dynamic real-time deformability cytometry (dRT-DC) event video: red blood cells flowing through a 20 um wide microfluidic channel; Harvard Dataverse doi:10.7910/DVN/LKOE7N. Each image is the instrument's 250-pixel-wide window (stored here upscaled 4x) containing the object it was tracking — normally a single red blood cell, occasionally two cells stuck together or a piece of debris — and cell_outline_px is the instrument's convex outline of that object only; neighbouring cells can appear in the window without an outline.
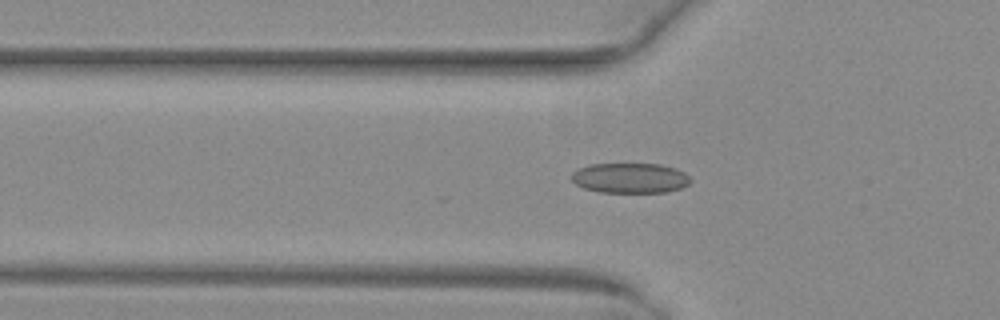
{"species": "common noctule bat (a hibernating species)", "species_latin": "Nyctalus noctula", "temperature_condition": "warm", "stored_images_in_passage": 46, "camera_frame_rate_fps": 3000, "um_per_image_px": 0.085, "animal": {"sex": "female", "body_mass_g": 29.2, "forearm_length_mm": 56.3}, "frame": {"image": 1, "passage_image": 18, "time_ms": 5.667, "image_size_px": [1000, 320], "cell_outline_px": [[692, 180], [688, 184], [680, 188], [668, 192], [600, 192], [584, 188], [576, 184], [572, 180], [572, 172], [580, 168], [592, 164], [660, 164], [676, 168], [684, 172]], "centroid_in_image_um": [53.58, 15.13], "position_along_channel_um": 72.2, "area_um2": 20.81}}
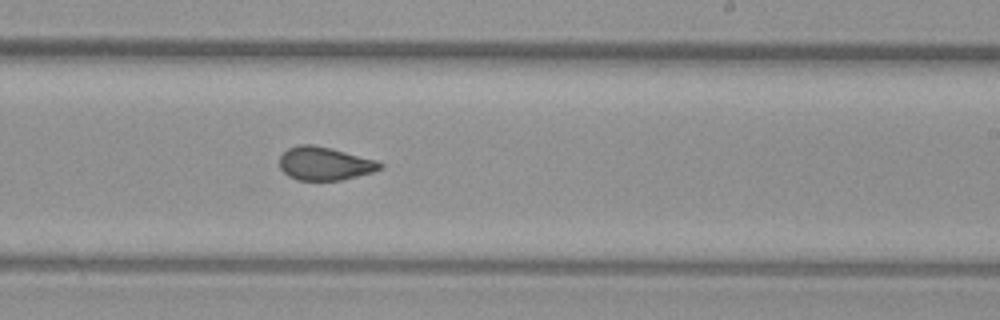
{"frame": {"image": 2, "passage_image": 32, "time_ms": 10.333, "image_size_px": [1000, 320], "cell_outline_px": [[384, 168], [372, 172], [340, 180], [296, 180], [288, 176], [280, 168], [280, 156], [288, 148], [300, 144], [312, 144], [332, 148], [376, 160], [384, 164]], "centroid_in_image_um": [27.6, 13.9], "position_along_channel_um": 261.4, "area_um2": 19.54}}
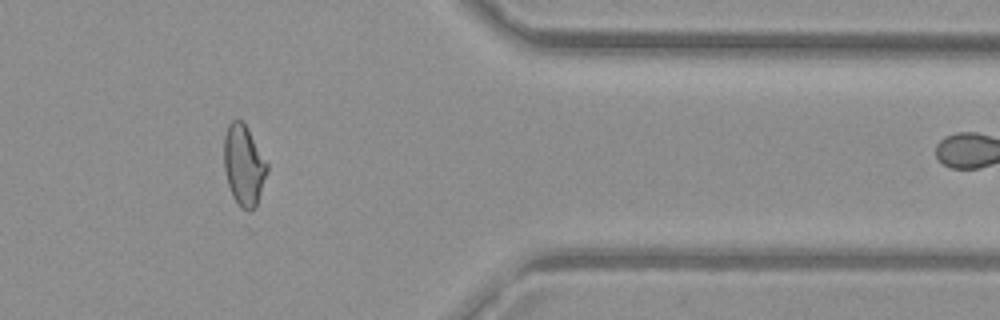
{"frame": {"image": 3, "passage_image": 43, "time_ms": 14.0, "image_size_px": [1000, 320], "cell_outline_px": [[268, 168], [256, 208], [248, 212], [240, 208], [232, 196], [228, 184], [224, 168], [224, 136], [228, 124], [232, 120], [240, 120], [248, 128], [268, 164]], "centroid_in_image_um": [20.72, 14.07], "position_along_channel_um": 390.7, "area_um2": 20.35}, "authors_computed_cell_mechanics": {"area_um2": 20.4323, "velocity_mm_per_s": 4.047, "shape_relaxation_time_tau1_ms": null, "shape_relaxation_time_tau2_ms": 1.1009, "deformation_change_tau1": null, "deformation_change_tau2": 0.0595}}